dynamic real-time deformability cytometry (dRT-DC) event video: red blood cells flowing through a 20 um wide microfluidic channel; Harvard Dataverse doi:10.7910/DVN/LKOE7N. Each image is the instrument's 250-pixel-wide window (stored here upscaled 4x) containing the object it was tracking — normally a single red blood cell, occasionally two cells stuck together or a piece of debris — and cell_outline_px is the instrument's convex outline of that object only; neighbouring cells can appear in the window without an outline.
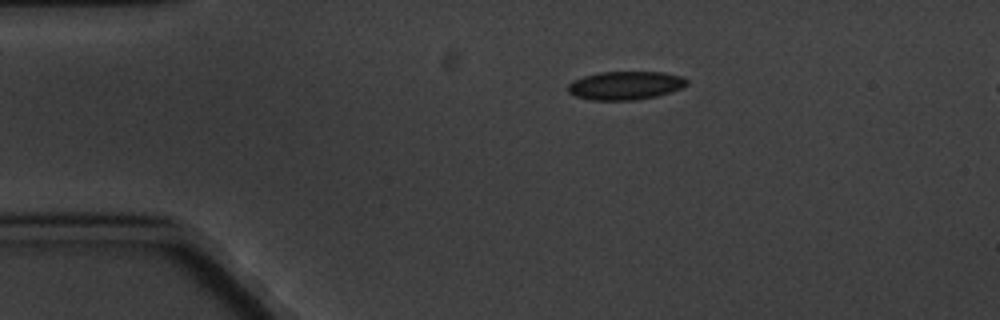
{"species": "common noctule bat (a hibernating species)", "species_latin": "Nyctalus noctula", "temperature_condition": "cold", "stored_images_in_passage": 4, "camera_frame_rate_fps": 3000, "um_per_image_px": 0.085, "animal": {"sex": "male", "body_mass_g": 20.1, "forearm_length_mm": 53.5}, "frame": {"image": 1, "passage_image": 1, "time_ms": 0.0, "image_size_px": [1000, 320], "cell_outline_px": [[688, 84], [680, 88], [656, 96], [636, 100], [592, 100], [576, 96], [568, 92], [568, 84], [572, 80], [584, 76], [600, 72], [664, 72], [680, 76], [688, 80]], "centroid_in_image_um": [53.13, 7.26], "position_along_channel_um": 31.9, "area_um2": 19.59}}